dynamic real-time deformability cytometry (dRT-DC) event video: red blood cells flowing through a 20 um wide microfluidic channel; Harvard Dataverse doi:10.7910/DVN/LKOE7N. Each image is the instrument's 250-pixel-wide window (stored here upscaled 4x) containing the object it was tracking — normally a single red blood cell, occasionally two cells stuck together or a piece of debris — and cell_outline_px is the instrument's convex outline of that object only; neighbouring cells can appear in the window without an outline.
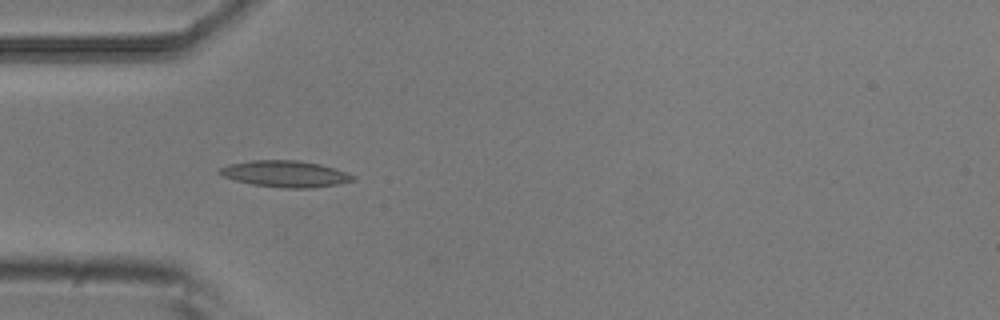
{"species": "common noctule bat (a hibernating species)", "species_latin": "Nyctalus noctula", "temperature_condition": "room temperature", "stored_images_in_passage": 5, "camera_frame_rate_fps": 3000, "um_per_image_px": 0.085, "animal": {"sex": "male", "body_mass_g": 20.5, "forearm_length_mm": 52.5}, "frame": {"image": 1, "passage_image": 2, "time_ms": 0.333, "image_size_px": [1000, 320], "cell_outline_px": [[356, 180], [340, 184], [312, 188], [280, 188], [252, 184], [236, 180], [224, 176], [216, 172], [220, 168], [228, 164], [252, 160], [300, 160], [320, 164], [336, 168], [348, 172], [356, 176]], "centroid_in_image_um": [24.31, 14.78], "position_along_channel_um": 60.7, "area_um2": 20.81}}
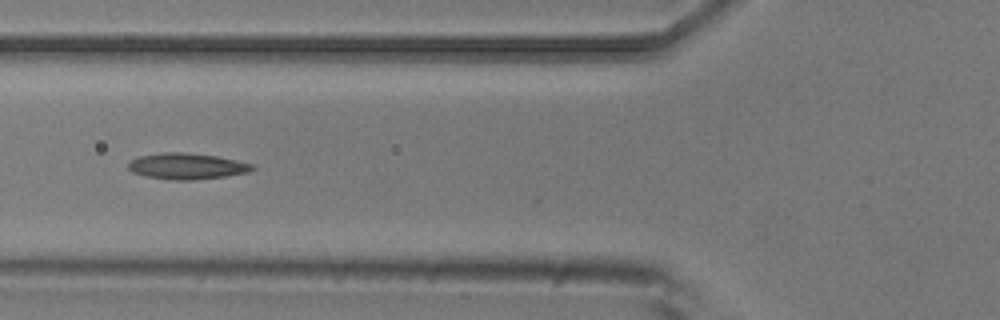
{"frame": {"image": 2, "passage_image": 3, "time_ms": 0.667, "image_size_px": [1000, 320], "cell_outline_px": [[256, 168], [248, 172], [224, 176], [192, 180], [172, 180], [144, 176], [132, 172], [128, 168], [128, 164], [132, 160], [140, 156], [160, 152], [184, 152], [216, 156], [236, 160], [252, 164]], "centroid_in_image_um": [15.86, 14.12], "position_along_channel_um": 109.9, "area_um2": 18.79}}